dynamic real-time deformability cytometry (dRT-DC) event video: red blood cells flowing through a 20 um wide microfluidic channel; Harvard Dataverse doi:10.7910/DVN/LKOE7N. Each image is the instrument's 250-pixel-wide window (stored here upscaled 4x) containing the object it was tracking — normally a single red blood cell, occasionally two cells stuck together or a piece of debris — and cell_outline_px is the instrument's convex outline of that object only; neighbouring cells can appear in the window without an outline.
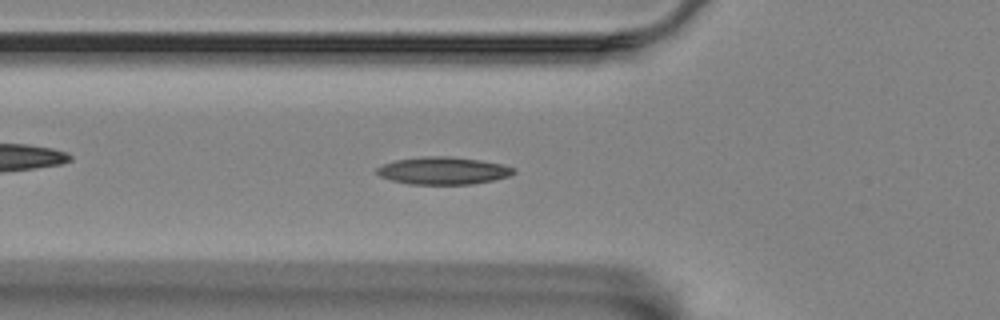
{"species": "Egyptian fruit bat (a non-hibernating species)", "species_latin": "Rousettus aegyptiacus", "temperature_condition": "room temperature", "stored_images_in_passage": 59, "camera_frame_rate_fps": 3000, "um_per_image_px": 0.085, "animal": {"sex": "female"}, "frame": {"image": 1, "passage_image": 20, "time_ms": 6.333, "image_size_px": [1000, 320], "cell_outline_px": [[516, 172], [508, 176], [492, 180], [472, 184], [408, 184], [392, 180], [380, 176], [376, 172], [376, 168], [384, 164], [396, 160], [424, 156], [448, 156], [480, 160], [504, 164], [516, 168]], "centroid_in_image_um": [37.69, 14.5], "position_along_channel_um": 88.1, "area_um2": 21.85}}
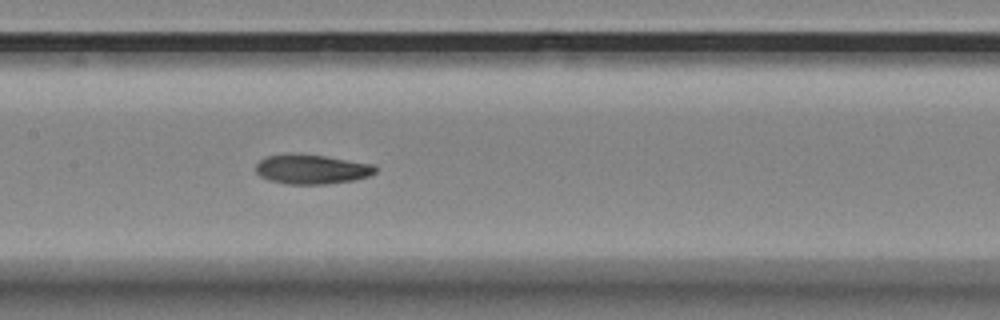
{"frame": {"image": 2, "passage_image": 28, "time_ms": 9.0, "image_size_px": [1000, 320], "cell_outline_px": [[376, 172], [368, 176], [352, 180], [328, 184], [288, 184], [268, 180], [260, 176], [256, 172], [256, 164], [260, 160], [268, 156], [324, 156], [372, 164], [376, 168]], "centroid_in_image_um": [26.51, 14.43], "position_along_channel_um": 180.9, "area_um2": 19.77}}
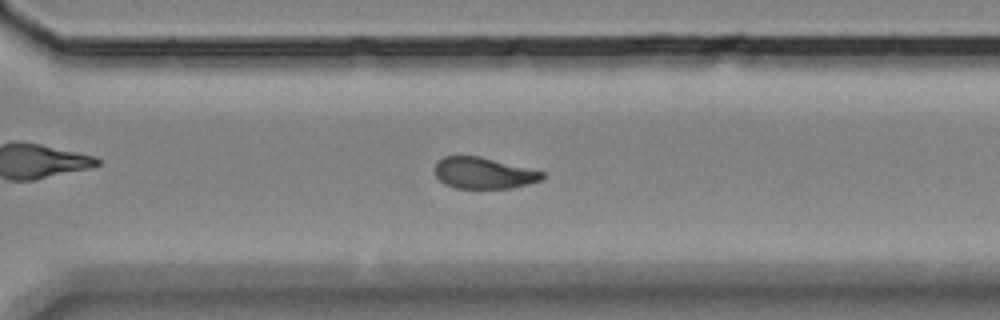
{"frame": {"image": 3, "passage_image": 41, "time_ms": 13.333, "image_size_px": [1000, 320], "cell_outline_px": [[544, 176], [540, 180], [528, 184], [512, 188], [456, 188], [444, 184], [436, 176], [436, 160], [444, 156], [480, 156], [544, 172]], "centroid_in_image_um": [41.08, 14.71], "position_along_channel_um": 329.5, "area_um2": 19.48}, "authors_computed_cell_mechanics": {"area_um2": 20.3456, "velocity_mm_per_s": 3.4426, "shape_relaxation_time_tau1_ms": null, "shape_relaxation_time_tau2_ms": 4.4567, "deformation_change_tau1": null, "deformation_change_tau2": 0.107}}